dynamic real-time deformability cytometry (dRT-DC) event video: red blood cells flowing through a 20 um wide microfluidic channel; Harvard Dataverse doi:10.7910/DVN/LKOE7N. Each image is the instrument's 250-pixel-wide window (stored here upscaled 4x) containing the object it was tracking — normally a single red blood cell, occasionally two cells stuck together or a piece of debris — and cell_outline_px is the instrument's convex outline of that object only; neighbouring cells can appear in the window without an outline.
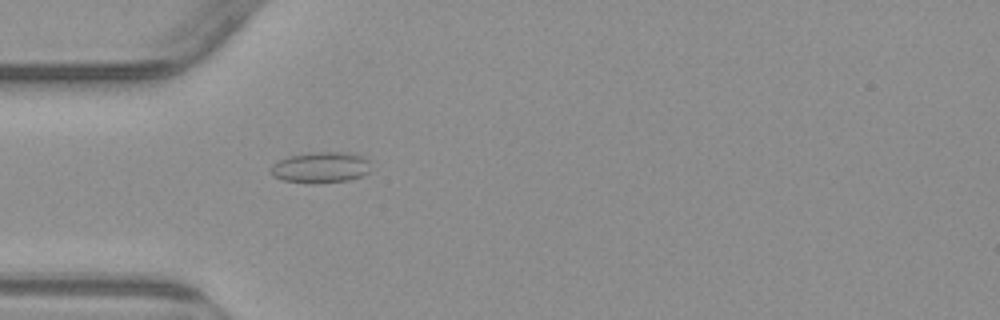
{"species": "common noctule bat (a hibernating species)", "species_latin": "Nyctalus noctula", "temperature_condition": "warm", "stored_images_in_passage": 4, "camera_frame_rate_fps": 3000, "um_per_image_px": 0.085, "animal": {"sex": "male", "body_mass_g": 23.1, "forearm_length_mm": 52.7}, "frame": {"image": 1, "passage_image": 4, "time_ms": 4.333, "image_size_px": [1000, 320], "cell_outline_px": [[368, 172], [360, 176], [348, 180], [316, 184], [312, 184], [284, 180], [272, 176], [268, 172], [268, 168], [272, 164], [288, 156], [308, 152], [352, 152], [364, 156], [368, 160]], "centroid_in_image_um": [27.2, 14.22], "position_along_channel_um": 57.8, "area_um2": 18.38}}